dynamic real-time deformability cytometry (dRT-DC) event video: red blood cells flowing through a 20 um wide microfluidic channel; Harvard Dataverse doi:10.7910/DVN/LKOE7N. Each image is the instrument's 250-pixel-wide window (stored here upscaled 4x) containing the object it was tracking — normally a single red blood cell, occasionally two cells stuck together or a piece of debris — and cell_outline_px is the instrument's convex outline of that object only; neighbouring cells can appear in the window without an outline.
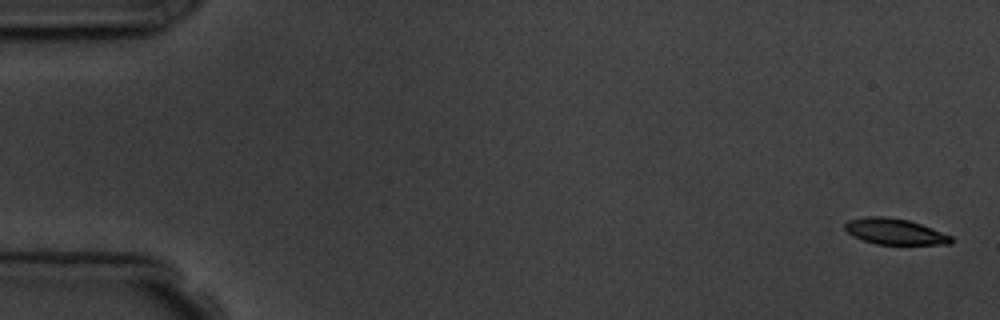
{"species": "common noctule bat (a hibernating species)", "species_latin": "Nyctalus noctula", "temperature_condition": "room temperature", "stored_images_in_passage": 10, "camera_frame_rate_fps": 3000, "um_per_image_px": 0.085, "animal": {"sex": "male", "body_mass_g": 19.5, "forearm_length_mm": 54.6}, "frame": {"image": 1, "passage_image": 1, "time_ms": 0.0, "image_size_px": [1000, 320], "cell_outline_px": [[952, 244], [876, 244], [852, 236], [844, 228], [844, 224], [848, 220], [868, 216], [884, 216], [908, 220], [932, 228], [952, 236]], "centroid_in_image_um": [76.04, 19.68], "position_along_channel_um": 9.0, "area_um2": 15.95}}
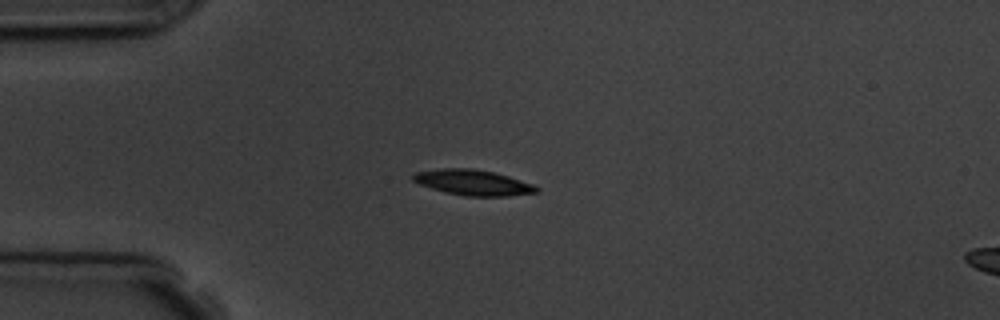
{"frame": {"image": 2, "passage_image": 5, "time_ms": 4.333, "image_size_px": [1000, 320], "cell_outline_px": [[540, 192], [508, 196], [464, 196], [444, 192], [420, 184], [412, 180], [412, 176], [416, 172], [440, 168], [472, 168], [492, 172], [508, 176], [532, 184], [540, 188]], "centroid_in_image_um": [40.21, 15.52], "position_along_channel_um": 44.8, "area_um2": 18.32}}